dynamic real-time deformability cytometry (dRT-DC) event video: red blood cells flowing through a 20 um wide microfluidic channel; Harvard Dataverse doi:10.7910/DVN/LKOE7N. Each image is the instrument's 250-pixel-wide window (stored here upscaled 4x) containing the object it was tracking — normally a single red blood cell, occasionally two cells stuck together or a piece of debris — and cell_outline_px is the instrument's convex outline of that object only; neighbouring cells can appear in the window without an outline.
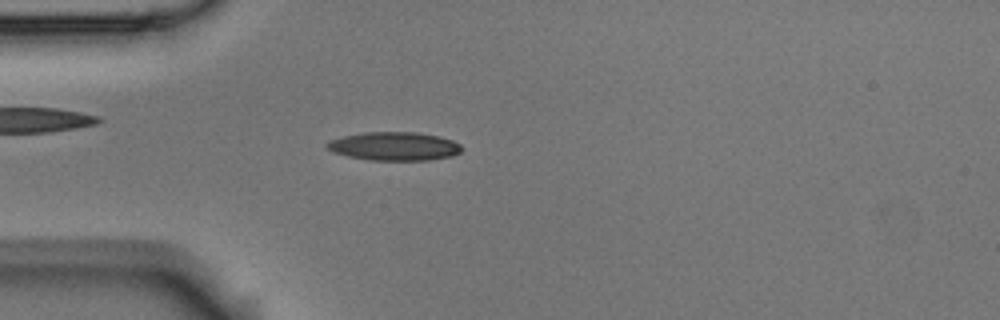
{"species": "Egyptian fruit bat (a non-hibernating species)", "species_latin": "Rousettus aegyptiacus", "temperature_condition": "room temperature", "stored_images_in_passage": 4, "camera_frame_rate_fps": 3000, "um_per_image_px": 0.085, "animal": {"sex": "male"}, "frame": {"image": 1, "passage_image": 4, "time_ms": 1.0, "image_size_px": [1000, 320], "cell_outline_px": [[464, 148], [460, 152], [452, 156], [428, 160], [372, 160], [348, 156], [332, 152], [324, 144], [328, 140], [344, 136], [364, 132], [416, 132], [440, 136], [452, 140], [460, 144]], "centroid_in_image_um": [33.52, 12.42], "position_along_channel_um": 51.5, "area_um2": 22.48}}